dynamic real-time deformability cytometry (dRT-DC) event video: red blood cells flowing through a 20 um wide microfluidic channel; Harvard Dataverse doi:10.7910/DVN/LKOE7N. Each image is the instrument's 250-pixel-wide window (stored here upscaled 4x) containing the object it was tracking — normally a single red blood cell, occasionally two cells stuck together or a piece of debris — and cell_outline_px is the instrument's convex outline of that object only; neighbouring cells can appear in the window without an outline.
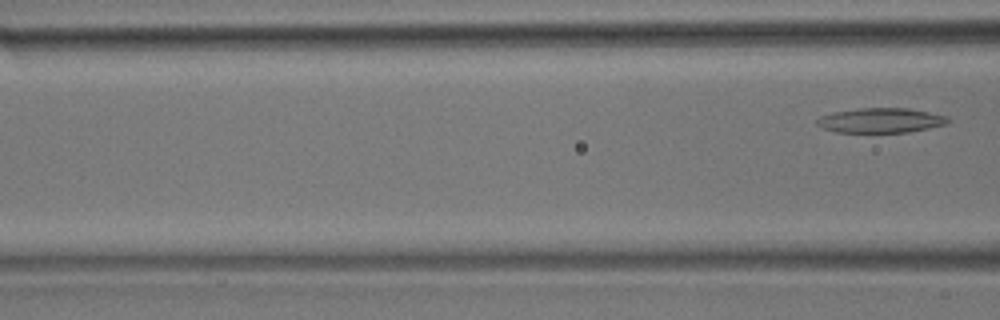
{"species": "common noctule bat (a hibernating species)", "species_latin": "Nyctalus noctula", "temperature_condition": "room temperature", "stored_images_in_passage": 6, "segment_of_instrument_passage": [2, 2], "camera_frame_rate_fps": 3000, "um_per_image_px": 0.085, "animal": {"sex": "male", "body_mass_g": 17.9}, "frame": {"image": 1, "passage_image": 6, "time_ms": 1.667, "image_size_px": [1000, 320], "cell_outline_px": [[948, 120], [944, 124], [928, 128], [908, 132], [836, 132], [820, 128], [816, 124], [816, 120], [820, 116], [832, 112], [860, 108], [908, 108], [948, 116]], "centroid_in_image_um": [74.79, 10.23], "position_along_channel_um": 91.8, "area_um2": 18.84}}